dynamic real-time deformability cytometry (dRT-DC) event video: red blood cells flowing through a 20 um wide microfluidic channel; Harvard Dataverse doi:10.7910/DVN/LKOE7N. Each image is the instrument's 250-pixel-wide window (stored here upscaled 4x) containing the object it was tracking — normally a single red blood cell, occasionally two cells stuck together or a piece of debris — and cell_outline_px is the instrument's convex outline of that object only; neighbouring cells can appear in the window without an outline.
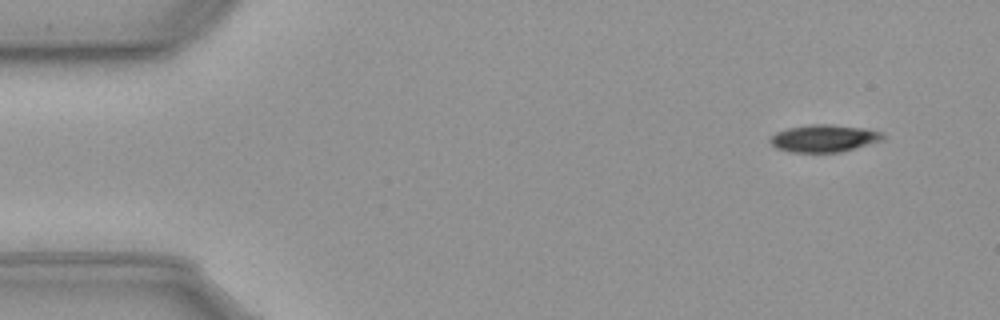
{"species": "common noctule bat (a hibernating species)", "species_latin": "Nyctalus noctula", "temperature_condition": "cold", "stored_images_in_passage": 53, "camera_frame_rate_fps": 3000, "um_per_image_px": 0.085, "animal": {"sex": "male", "body_mass_g": 23.1, "forearm_length_mm": 52.7}, "frame": {"image": 1, "passage_image": 1, "time_ms": 0.0, "image_size_px": [1000, 320], "cell_outline_px": [[884, 140], [856, 148], [840, 152], [788, 152], [776, 148], [768, 140], [776, 132], [788, 128], [812, 124], [832, 124], [864, 128], [880, 132], [884, 136]], "centroid_in_image_um": [70.03, 11.76], "position_along_channel_um": 15.0, "area_um2": 17.98}}
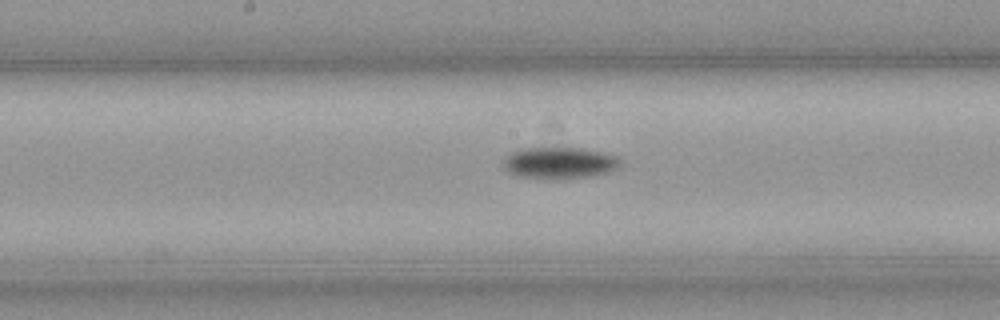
{"frame": {"image": 2, "passage_image": 25, "time_ms": 8.0, "image_size_px": [1000, 320], "cell_outline_px": [[620, 164], [616, 168], [608, 172], [588, 176], [516, 176], [508, 172], [504, 168], [504, 160], [512, 152], [524, 148], [580, 148], [600, 152], [616, 156], [620, 160]], "centroid_in_image_um": [47.54, 13.8], "position_along_channel_um": 200.7, "area_um2": 20.35}}
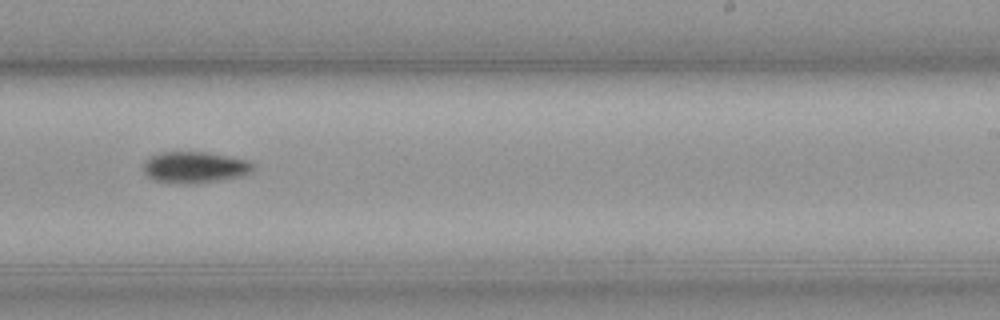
{"frame": {"image": 3, "passage_image": 31, "time_ms": 10.0, "image_size_px": [1000, 320], "cell_outline_px": [[252, 172], [244, 176], [196, 184], [176, 184], [152, 180], [144, 172], [144, 160], [160, 152], [204, 152], [244, 160], [252, 164]], "centroid_in_image_um": [16.5, 14.25], "position_along_channel_um": 272.5, "area_um2": 20.0}, "authors_computed_cell_mechanics": {"area_um2": 18.8428, "velocity_mm_per_s": 3.6068, "shape_relaxation_time_tau1_ms": 2.5011, "shape_relaxation_time_tau2_ms": null, "deformation_change_tau1": 0.1204, "deformation_change_tau2": null}}